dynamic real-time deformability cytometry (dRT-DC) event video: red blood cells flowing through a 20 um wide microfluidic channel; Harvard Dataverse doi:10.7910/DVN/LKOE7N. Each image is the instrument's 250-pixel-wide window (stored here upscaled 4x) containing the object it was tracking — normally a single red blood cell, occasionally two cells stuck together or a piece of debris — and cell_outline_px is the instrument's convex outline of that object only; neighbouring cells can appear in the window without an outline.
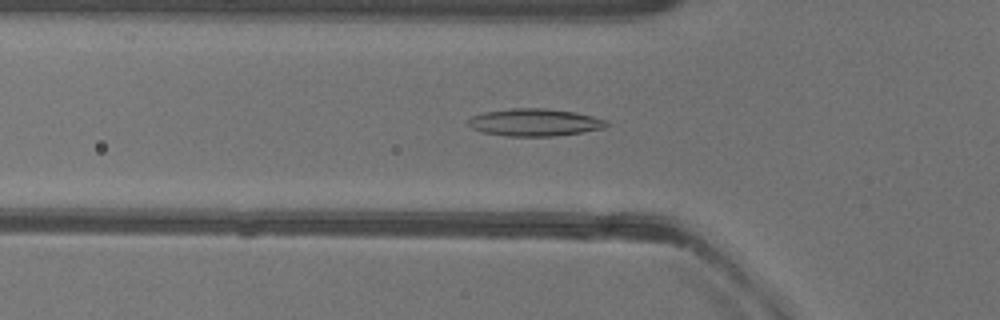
{"species": "common noctule bat (a hibernating species)", "species_latin": "Nyctalus noctula", "temperature_condition": "warm", "stored_images_in_passage": 35, "camera_frame_rate_fps": 3000, "um_per_image_px": 0.085, "animal": {"sex": "female"}, "frame": {"image": 1, "passage_image": 11, "time_ms": 3.333, "image_size_px": [1000, 320], "cell_outline_px": [[608, 124], [604, 128], [556, 136], [504, 136], [480, 132], [472, 128], [468, 124], [468, 120], [472, 116], [484, 112], [512, 108], [548, 108], [576, 112], [608, 120]], "centroid_in_image_um": [45.43, 10.4], "position_along_channel_um": 80.4, "area_um2": 22.2}}
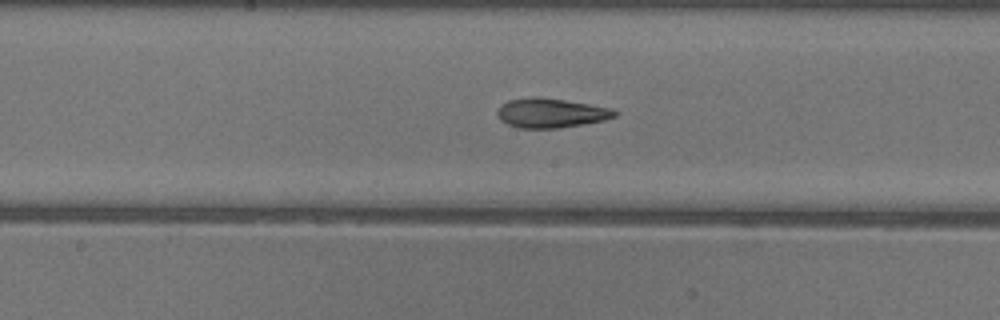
{"frame": {"image": 2, "passage_image": 20, "time_ms": 6.333, "image_size_px": [1000, 320], "cell_outline_px": [[616, 116], [604, 120], [560, 128], [520, 128], [508, 124], [500, 120], [496, 112], [500, 104], [508, 100], [532, 96], [536, 96], [564, 100], [612, 108], [616, 112]], "centroid_in_image_um": [46.78, 9.6], "position_along_channel_um": 201.4, "area_um2": 20.11}}
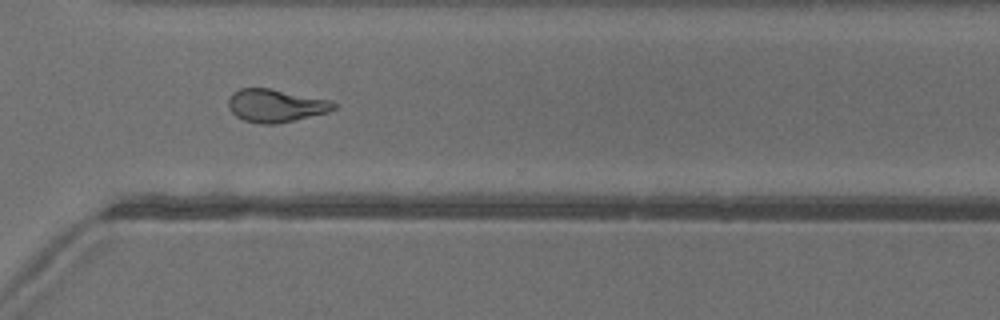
{"frame": {"image": 3, "passage_image": 31, "time_ms": 10.0, "image_size_px": [1000, 320], "cell_outline_px": [[336, 108], [328, 112], [276, 124], [260, 124], [244, 120], [236, 116], [228, 108], [228, 96], [232, 92], [240, 88], [268, 88], [332, 100], [336, 104]], "centroid_in_image_um": [23.41, 8.97], "position_along_channel_um": 347.2, "area_um2": 20.29}, "authors_computed_cell_mechanics": {"area_um2": 20.4034, "velocity_mm_per_s": 3.9926, "shape_relaxation_time_tau1_ms": null, "shape_relaxation_time_tau2_ms": 1.9442, "deformation_change_tau1": null, "deformation_change_tau2": 0.1001}}